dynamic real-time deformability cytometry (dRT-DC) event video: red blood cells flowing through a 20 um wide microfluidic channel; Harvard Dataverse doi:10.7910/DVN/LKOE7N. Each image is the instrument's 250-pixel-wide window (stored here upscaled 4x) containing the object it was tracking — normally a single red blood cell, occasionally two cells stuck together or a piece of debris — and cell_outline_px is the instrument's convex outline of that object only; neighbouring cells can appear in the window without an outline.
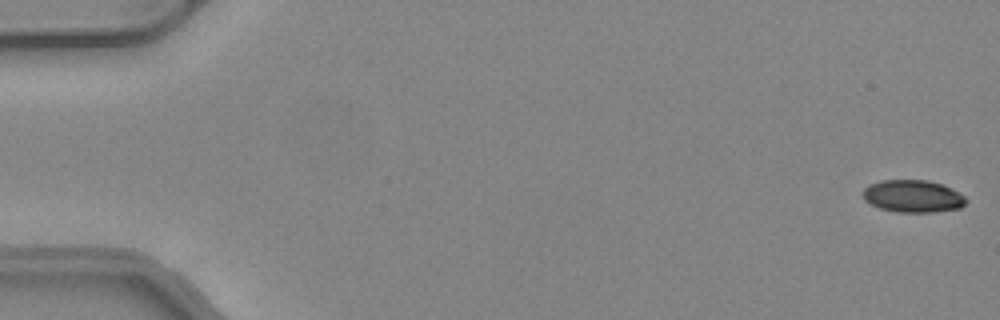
{"species": "common noctule bat (a hibernating species)", "species_latin": "Nyctalus noctula", "temperature_condition": "warm", "stored_images_in_passage": 50, "camera_frame_rate_fps": 3000, "um_per_image_px": 0.085, "animal": {"sex": "female", "body_mass_g": 24.6, "forearm_length_mm": 56.2}, "frame": {"image": 1, "passage_image": 1, "time_ms": 0.0, "image_size_px": [1000, 320], "cell_outline_px": [[968, 200], [960, 208], [932, 212], [896, 212], [880, 208], [864, 200], [860, 192], [864, 188], [880, 180], [928, 180], [940, 184], [964, 196]], "centroid_in_image_um": [77.55, 16.68], "position_along_channel_um": 7.5, "area_um2": 19.31}}
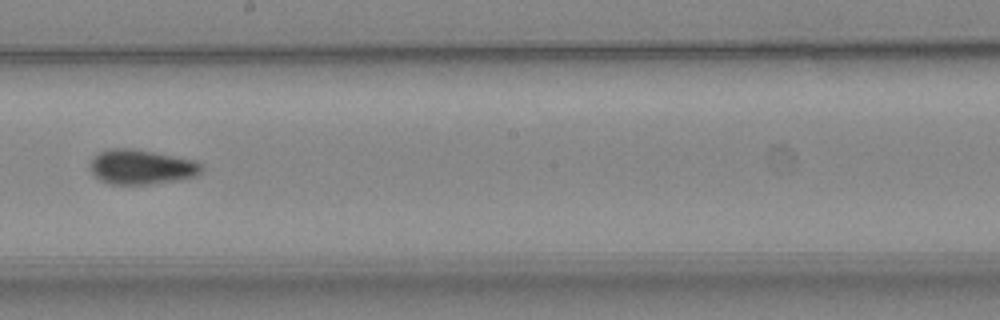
{"frame": {"image": 2, "passage_image": 29, "time_ms": 9.333, "image_size_px": [1000, 320], "cell_outline_px": [[204, 168], [196, 176], [180, 180], [152, 184], [108, 184], [100, 180], [88, 168], [88, 164], [100, 152], [108, 148], [132, 148], [196, 160]], "centroid_in_image_um": [12.02, 14.19], "position_along_channel_um": 236.2, "area_um2": 22.72}}
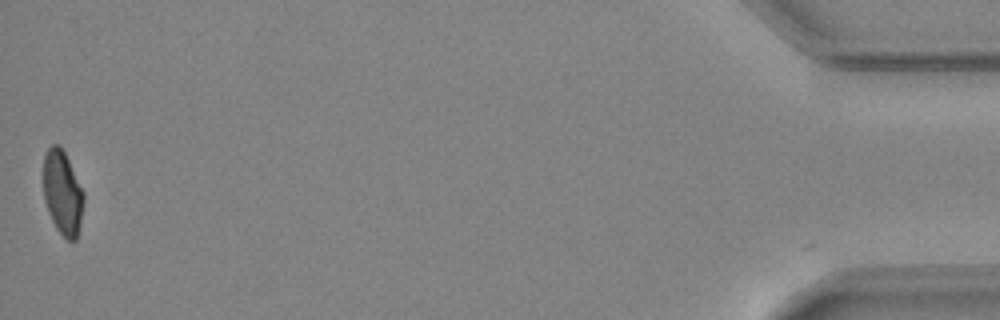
{"frame": {"image": 3, "passage_image": 50, "time_ms": 16.333, "image_size_px": [1000, 320], "cell_outline_px": [[84, 204], [80, 224], [76, 240], [68, 240], [56, 228], [48, 212], [44, 200], [44, 152], [52, 144], [60, 144], [84, 192]], "centroid_in_image_um": [5.32, 16.37], "position_along_channel_um": 429.9, "area_um2": 19.71}, "authors_computed_cell_mechanics": {"area_um2": 21.5305, "velocity_mm_per_s": 4.1597, "shape_relaxation_time_tau1_ms": null, "shape_relaxation_time_tau2_ms": 4.2305, "deformation_change_tau1": null, "deformation_change_tau2": 0.0841}}